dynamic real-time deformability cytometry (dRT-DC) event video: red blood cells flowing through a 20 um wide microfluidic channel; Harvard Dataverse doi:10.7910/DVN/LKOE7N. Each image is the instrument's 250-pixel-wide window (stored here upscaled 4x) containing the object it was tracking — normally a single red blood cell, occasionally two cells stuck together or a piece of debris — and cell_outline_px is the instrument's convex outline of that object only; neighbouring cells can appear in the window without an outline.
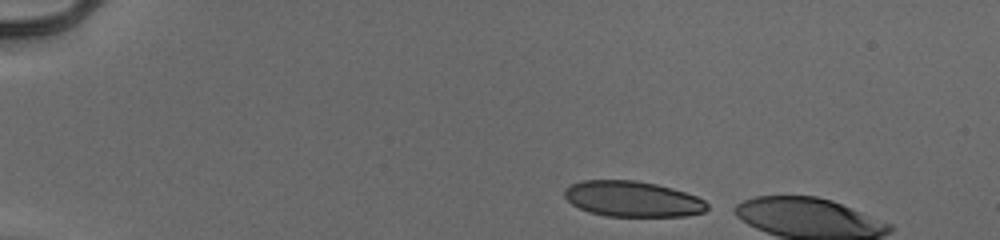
{"species": "human", "species_latin": "Homo sapiens", "temperature_condition": "cold", "stored_images_in_passage": 7, "camera_frame_rate_fps": 3000, "um_per_image_px": 0.085, "donor": {"sex": "male"}, "frame": {"image": 1, "passage_image": 1, "time_ms": 0.0, "image_size_px": [1000, 240], "cell_outline_px": [[708, 208], [704, 212], [688, 216], [608, 216], [588, 212], [572, 204], [564, 196], [564, 188], [580, 180], [636, 180], [656, 184], [672, 188], [696, 196], [704, 200], [708, 204]], "centroid_in_image_um": [53.76, 16.91], "position_along_channel_um": 31.2, "area_um2": 29.71}}